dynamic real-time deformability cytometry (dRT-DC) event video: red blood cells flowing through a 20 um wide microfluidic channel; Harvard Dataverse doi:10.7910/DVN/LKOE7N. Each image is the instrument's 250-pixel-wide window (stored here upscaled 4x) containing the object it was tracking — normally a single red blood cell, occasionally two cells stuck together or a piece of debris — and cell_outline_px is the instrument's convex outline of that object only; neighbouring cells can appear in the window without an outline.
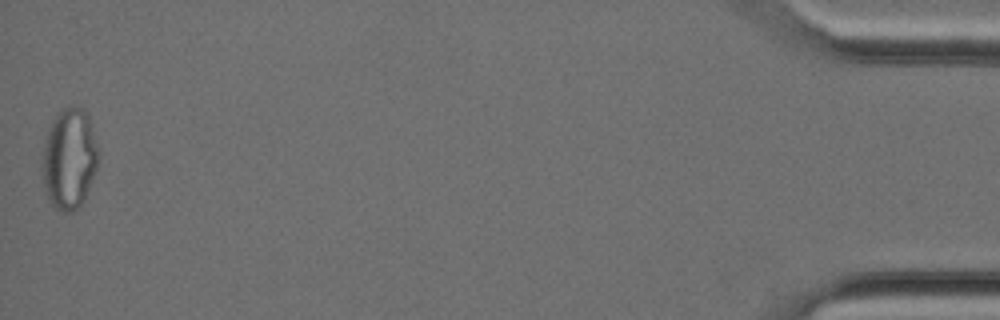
{"species": "Egyptian fruit bat (a non-hibernating species)", "species_latin": "Rousettus aegyptiacus", "temperature_condition": "cold", "stored_images_in_passage": 29, "camera_frame_rate_fps": 3000, "um_per_image_px": 0.085, "animal": {"sex": "female"}, "frame": {"image": 1, "passage_image": 29, "time_ms": 9.333, "image_size_px": [1000, 320], "cell_outline_px": [[100, 152], [96, 172], [84, 200], [80, 208], [72, 212], [64, 212], [56, 208], [48, 200], [44, 192], [44, 148], [48, 132], [52, 120], [56, 112], [64, 108], [84, 108], [88, 112]], "centroid_in_image_um": [5.94, 13.51], "position_along_channel_um": 429.3, "area_um2": 33.06}}